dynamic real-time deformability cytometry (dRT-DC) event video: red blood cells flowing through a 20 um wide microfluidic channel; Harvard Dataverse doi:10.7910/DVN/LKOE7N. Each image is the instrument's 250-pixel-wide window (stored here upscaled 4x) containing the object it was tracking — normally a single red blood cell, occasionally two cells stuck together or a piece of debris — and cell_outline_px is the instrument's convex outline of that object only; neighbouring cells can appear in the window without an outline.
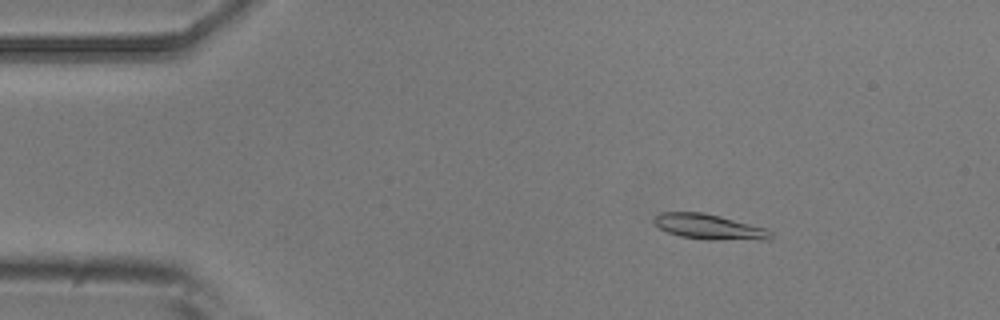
{"species": "common noctule bat (a hibernating species)", "species_latin": "Nyctalus noctula", "temperature_condition": "room temperature", "stored_images_in_passage": 50, "camera_frame_rate_fps": 3000, "um_per_image_px": 0.085, "animal": {"sex": "male", "body_mass_g": 20.5, "forearm_length_mm": 52.5}, "frame": {"image": 1, "passage_image": 6, "time_ms": 1.667, "image_size_px": [1000, 320], "cell_outline_px": [[772, 236], [768, 240], [708, 240], [680, 236], [668, 232], [660, 228], [652, 220], [660, 212], [700, 212], [720, 216], [764, 228], [772, 232]], "centroid_in_image_um": [60.28, 19.29], "position_along_channel_um": 24.7, "area_um2": 17.05}}
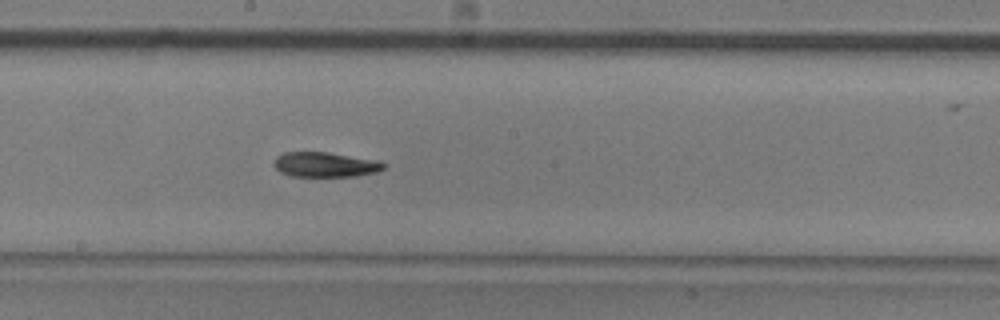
{"frame": {"image": 2, "passage_image": 26, "time_ms": 8.333, "image_size_px": [1000, 320], "cell_outline_px": [[384, 168], [376, 172], [356, 176], [292, 176], [280, 172], [272, 164], [276, 156], [284, 152], [328, 152], [376, 160], [384, 164]], "centroid_in_image_um": [27.59, 13.99], "position_along_channel_um": 220.6, "area_um2": 15.84}}
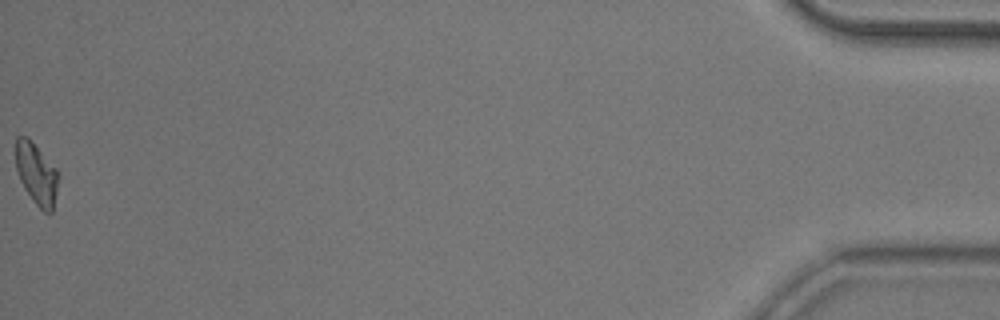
{"frame": {"image": 3, "passage_image": 50, "time_ms": 16.333, "image_size_px": [1000, 320], "cell_outline_px": [[60, 176], [52, 212], [44, 212], [32, 200], [24, 188], [20, 180], [16, 168], [16, 136], [28, 136], [56, 168]], "centroid_in_image_um": [3.11, 14.76], "position_along_channel_um": 432.1, "area_um2": 15.37}, "authors_computed_cell_mechanics": {"area_um2": 16.3574, "velocity_mm_per_s": 3.9069, "shape_relaxation_time_tau1_ms": 6.7256, "shape_relaxation_time_tau2_ms": 6.7044, "deformation_change_tau1": 0.1619, "deformation_change_tau2": 0.0936}}